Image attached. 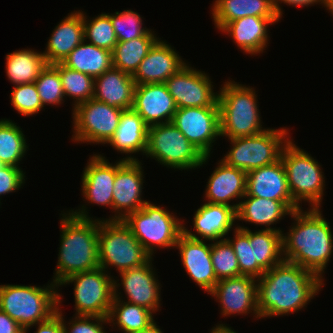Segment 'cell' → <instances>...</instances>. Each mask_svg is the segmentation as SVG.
Returning <instances> with one entry per match:
<instances>
[{
	"label": "cell",
	"mask_w": 333,
	"mask_h": 333,
	"mask_svg": "<svg viewBox=\"0 0 333 333\" xmlns=\"http://www.w3.org/2000/svg\"><path fill=\"white\" fill-rule=\"evenodd\" d=\"M323 281L314 272L283 260L257 279L261 319L300 311L318 294Z\"/></svg>",
	"instance_id": "obj_1"
},
{
	"label": "cell",
	"mask_w": 333,
	"mask_h": 333,
	"mask_svg": "<svg viewBox=\"0 0 333 333\" xmlns=\"http://www.w3.org/2000/svg\"><path fill=\"white\" fill-rule=\"evenodd\" d=\"M292 211L295 220L289 232L282 234L283 259L317 274L321 279L333 253L330 222L320 208Z\"/></svg>",
	"instance_id": "obj_2"
},
{
	"label": "cell",
	"mask_w": 333,
	"mask_h": 333,
	"mask_svg": "<svg viewBox=\"0 0 333 333\" xmlns=\"http://www.w3.org/2000/svg\"><path fill=\"white\" fill-rule=\"evenodd\" d=\"M62 214L60 248L53 283L57 286L69 276L100 267L98 259L99 219H92L86 210Z\"/></svg>",
	"instance_id": "obj_3"
},
{
	"label": "cell",
	"mask_w": 333,
	"mask_h": 333,
	"mask_svg": "<svg viewBox=\"0 0 333 333\" xmlns=\"http://www.w3.org/2000/svg\"><path fill=\"white\" fill-rule=\"evenodd\" d=\"M252 87L234 80L224 83L218 91L220 136L228 139L258 135L262 127L257 94Z\"/></svg>",
	"instance_id": "obj_4"
},
{
	"label": "cell",
	"mask_w": 333,
	"mask_h": 333,
	"mask_svg": "<svg viewBox=\"0 0 333 333\" xmlns=\"http://www.w3.org/2000/svg\"><path fill=\"white\" fill-rule=\"evenodd\" d=\"M58 286L51 282L45 287L0 285V310L17 321L26 333L37 323L46 321L61 307Z\"/></svg>",
	"instance_id": "obj_5"
},
{
	"label": "cell",
	"mask_w": 333,
	"mask_h": 333,
	"mask_svg": "<svg viewBox=\"0 0 333 333\" xmlns=\"http://www.w3.org/2000/svg\"><path fill=\"white\" fill-rule=\"evenodd\" d=\"M150 258L123 220L99 219L98 259L107 273L109 266L122 272L144 265Z\"/></svg>",
	"instance_id": "obj_6"
},
{
	"label": "cell",
	"mask_w": 333,
	"mask_h": 333,
	"mask_svg": "<svg viewBox=\"0 0 333 333\" xmlns=\"http://www.w3.org/2000/svg\"><path fill=\"white\" fill-rule=\"evenodd\" d=\"M293 201L299 206L303 201L311 208H321L325 177L321 165L311 155L299 148L292 139L284 146L281 153Z\"/></svg>",
	"instance_id": "obj_7"
},
{
	"label": "cell",
	"mask_w": 333,
	"mask_h": 333,
	"mask_svg": "<svg viewBox=\"0 0 333 333\" xmlns=\"http://www.w3.org/2000/svg\"><path fill=\"white\" fill-rule=\"evenodd\" d=\"M123 221L151 257L157 247L175 248L178 237L183 233L181 219L150 201L129 213Z\"/></svg>",
	"instance_id": "obj_8"
},
{
	"label": "cell",
	"mask_w": 333,
	"mask_h": 333,
	"mask_svg": "<svg viewBox=\"0 0 333 333\" xmlns=\"http://www.w3.org/2000/svg\"><path fill=\"white\" fill-rule=\"evenodd\" d=\"M145 155L169 168L187 170L202 167L210 156H204L172 123L148 128Z\"/></svg>",
	"instance_id": "obj_9"
},
{
	"label": "cell",
	"mask_w": 333,
	"mask_h": 333,
	"mask_svg": "<svg viewBox=\"0 0 333 333\" xmlns=\"http://www.w3.org/2000/svg\"><path fill=\"white\" fill-rule=\"evenodd\" d=\"M288 128H268L264 132L230 140L233 146L221 159L225 164L248 173L281 159L284 146L290 141Z\"/></svg>",
	"instance_id": "obj_10"
},
{
	"label": "cell",
	"mask_w": 333,
	"mask_h": 333,
	"mask_svg": "<svg viewBox=\"0 0 333 333\" xmlns=\"http://www.w3.org/2000/svg\"><path fill=\"white\" fill-rule=\"evenodd\" d=\"M73 135L77 143L108 144L120 123L123 109L95 99L79 103L72 109Z\"/></svg>",
	"instance_id": "obj_11"
},
{
	"label": "cell",
	"mask_w": 333,
	"mask_h": 333,
	"mask_svg": "<svg viewBox=\"0 0 333 333\" xmlns=\"http://www.w3.org/2000/svg\"><path fill=\"white\" fill-rule=\"evenodd\" d=\"M114 280L99 267L73 274L58 287L74 282L75 315L108 317L114 298Z\"/></svg>",
	"instance_id": "obj_12"
},
{
	"label": "cell",
	"mask_w": 333,
	"mask_h": 333,
	"mask_svg": "<svg viewBox=\"0 0 333 333\" xmlns=\"http://www.w3.org/2000/svg\"><path fill=\"white\" fill-rule=\"evenodd\" d=\"M141 165L138 158L131 155L117 162L113 183V210L116 213L108 220H123L129 213L141 209L149 202L142 199L144 170Z\"/></svg>",
	"instance_id": "obj_13"
},
{
	"label": "cell",
	"mask_w": 333,
	"mask_h": 333,
	"mask_svg": "<svg viewBox=\"0 0 333 333\" xmlns=\"http://www.w3.org/2000/svg\"><path fill=\"white\" fill-rule=\"evenodd\" d=\"M172 123L204 156H210L220 137L219 106L179 108Z\"/></svg>",
	"instance_id": "obj_14"
},
{
	"label": "cell",
	"mask_w": 333,
	"mask_h": 333,
	"mask_svg": "<svg viewBox=\"0 0 333 333\" xmlns=\"http://www.w3.org/2000/svg\"><path fill=\"white\" fill-rule=\"evenodd\" d=\"M207 73L188 65L169 77L165 84L174 98L177 109L187 107L218 106V92Z\"/></svg>",
	"instance_id": "obj_15"
},
{
	"label": "cell",
	"mask_w": 333,
	"mask_h": 333,
	"mask_svg": "<svg viewBox=\"0 0 333 333\" xmlns=\"http://www.w3.org/2000/svg\"><path fill=\"white\" fill-rule=\"evenodd\" d=\"M209 295L220 303L222 316L253 313L255 318H261L257 279L253 277L241 275L219 280Z\"/></svg>",
	"instance_id": "obj_16"
},
{
	"label": "cell",
	"mask_w": 333,
	"mask_h": 333,
	"mask_svg": "<svg viewBox=\"0 0 333 333\" xmlns=\"http://www.w3.org/2000/svg\"><path fill=\"white\" fill-rule=\"evenodd\" d=\"M152 261L151 257L144 265L119 272L121 284L114 280V290L122 285L128 300L126 302L145 307L155 313L161 306V287Z\"/></svg>",
	"instance_id": "obj_17"
},
{
	"label": "cell",
	"mask_w": 333,
	"mask_h": 333,
	"mask_svg": "<svg viewBox=\"0 0 333 333\" xmlns=\"http://www.w3.org/2000/svg\"><path fill=\"white\" fill-rule=\"evenodd\" d=\"M245 196L281 201L291 212L302 208L292 199L281 159L247 173Z\"/></svg>",
	"instance_id": "obj_18"
},
{
	"label": "cell",
	"mask_w": 333,
	"mask_h": 333,
	"mask_svg": "<svg viewBox=\"0 0 333 333\" xmlns=\"http://www.w3.org/2000/svg\"><path fill=\"white\" fill-rule=\"evenodd\" d=\"M132 109L150 127L172 122L177 106L165 83L136 85Z\"/></svg>",
	"instance_id": "obj_19"
},
{
	"label": "cell",
	"mask_w": 333,
	"mask_h": 333,
	"mask_svg": "<svg viewBox=\"0 0 333 333\" xmlns=\"http://www.w3.org/2000/svg\"><path fill=\"white\" fill-rule=\"evenodd\" d=\"M183 268L189 277L200 287L210 293L218 282L211 258V243L187 237L182 233L177 240Z\"/></svg>",
	"instance_id": "obj_20"
},
{
	"label": "cell",
	"mask_w": 333,
	"mask_h": 333,
	"mask_svg": "<svg viewBox=\"0 0 333 333\" xmlns=\"http://www.w3.org/2000/svg\"><path fill=\"white\" fill-rule=\"evenodd\" d=\"M82 175V195L88 203L113 209V188L117 163L110 164L101 154L89 158Z\"/></svg>",
	"instance_id": "obj_21"
},
{
	"label": "cell",
	"mask_w": 333,
	"mask_h": 333,
	"mask_svg": "<svg viewBox=\"0 0 333 333\" xmlns=\"http://www.w3.org/2000/svg\"><path fill=\"white\" fill-rule=\"evenodd\" d=\"M187 63L166 41L158 40L132 75L136 85L165 83Z\"/></svg>",
	"instance_id": "obj_22"
},
{
	"label": "cell",
	"mask_w": 333,
	"mask_h": 333,
	"mask_svg": "<svg viewBox=\"0 0 333 333\" xmlns=\"http://www.w3.org/2000/svg\"><path fill=\"white\" fill-rule=\"evenodd\" d=\"M236 220V210L233 207L205 202L195 211L192 221L198 236L189 231L184 224L183 233L187 237L197 240H222L233 229Z\"/></svg>",
	"instance_id": "obj_23"
},
{
	"label": "cell",
	"mask_w": 333,
	"mask_h": 333,
	"mask_svg": "<svg viewBox=\"0 0 333 333\" xmlns=\"http://www.w3.org/2000/svg\"><path fill=\"white\" fill-rule=\"evenodd\" d=\"M217 165L208 179L205 199L209 203L231 206L237 211L241 199L246 194L247 173L228 166L222 160ZM237 199L240 200L238 203L230 205L232 200Z\"/></svg>",
	"instance_id": "obj_24"
},
{
	"label": "cell",
	"mask_w": 333,
	"mask_h": 333,
	"mask_svg": "<svg viewBox=\"0 0 333 333\" xmlns=\"http://www.w3.org/2000/svg\"><path fill=\"white\" fill-rule=\"evenodd\" d=\"M279 22V17L247 16L227 23L220 31L232 37L237 47L246 54L263 53L268 45V25Z\"/></svg>",
	"instance_id": "obj_25"
},
{
	"label": "cell",
	"mask_w": 333,
	"mask_h": 333,
	"mask_svg": "<svg viewBox=\"0 0 333 333\" xmlns=\"http://www.w3.org/2000/svg\"><path fill=\"white\" fill-rule=\"evenodd\" d=\"M82 11L68 14L52 31L43 56L47 64L62 63L85 40Z\"/></svg>",
	"instance_id": "obj_26"
},
{
	"label": "cell",
	"mask_w": 333,
	"mask_h": 333,
	"mask_svg": "<svg viewBox=\"0 0 333 333\" xmlns=\"http://www.w3.org/2000/svg\"><path fill=\"white\" fill-rule=\"evenodd\" d=\"M135 86L132 75L112 67L94 79L93 99L111 107L132 109Z\"/></svg>",
	"instance_id": "obj_27"
},
{
	"label": "cell",
	"mask_w": 333,
	"mask_h": 333,
	"mask_svg": "<svg viewBox=\"0 0 333 333\" xmlns=\"http://www.w3.org/2000/svg\"><path fill=\"white\" fill-rule=\"evenodd\" d=\"M148 128L136 111L123 110L119 126L108 144L120 153L132 155L141 152L144 155L147 150Z\"/></svg>",
	"instance_id": "obj_28"
},
{
	"label": "cell",
	"mask_w": 333,
	"mask_h": 333,
	"mask_svg": "<svg viewBox=\"0 0 333 333\" xmlns=\"http://www.w3.org/2000/svg\"><path fill=\"white\" fill-rule=\"evenodd\" d=\"M213 4L211 14L218 30L242 17H278L273 0H215Z\"/></svg>",
	"instance_id": "obj_29"
},
{
	"label": "cell",
	"mask_w": 333,
	"mask_h": 333,
	"mask_svg": "<svg viewBox=\"0 0 333 333\" xmlns=\"http://www.w3.org/2000/svg\"><path fill=\"white\" fill-rule=\"evenodd\" d=\"M236 211L237 220L250 222L255 225H264L266 230L281 229L272 228L270 225L277 224L284 216L291 215V211L281 202L261 197L244 196Z\"/></svg>",
	"instance_id": "obj_30"
},
{
	"label": "cell",
	"mask_w": 333,
	"mask_h": 333,
	"mask_svg": "<svg viewBox=\"0 0 333 333\" xmlns=\"http://www.w3.org/2000/svg\"><path fill=\"white\" fill-rule=\"evenodd\" d=\"M62 64L95 79L113 67L112 52L93 44L85 43L84 40L69 53Z\"/></svg>",
	"instance_id": "obj_31"
},
{
	"label": "cell",
	"mask_w": 333,
	"mask_h": 333,
	"mask_svg": "<svg viewBox=\"0 0 333 333\" xmlns=\"http://www.w3.org/2000/svg\"><path fill=\"white\" fill-rule=\"evenodd\" d=\"M121 292L114 290V298L110 307L109 323L117 325L124 333L141 331L148 327L154 320V313L145 307L123 301ZM122 299V300H121Z\"/></svg>",
	"instance_id": "obj_32"
},
{
	"label": "cell",
	"mask_w": 333,
	"mask_h": 333,
	"mask_svg": "<svg viewBox=\"0 0 333 333\" xmlns=\"http://www.w3.org/2000/svg\"><path fill=\"white\" fill-rule=\"evenodd\" d=\"M46 64L42 52L16 50L6 55V76L14 86L33 83Z\"/></svg>",
	"instance_id": "obj_33"
},
{
	"label": "cell",
	"mask_w": 333,
	"mask_h": 333,
	"mask_svg": "<svg viewBox=\"0 0 333 333\" xmlns=\"http://www.w3.org/2000/svg\"><path fill=\"white\" fill-rule=\"evenodd\" d=\"M158 40L159 38L154 34V31L149 30L142 37L118 42L112 50L113 67L133 75L140 62Z\"/></svg>",
	"instance_id": "obj_34"
},
{
	"label": "cell",
	"mask_w": 333,
	"mask_h": 333,
	"mask_svg": "<svg viewBox=\"0 0 333 333\" xmlns=\"http://www.w3.org/2000/svg\"><path fill=\"white\" fill-rule=\"evenodd\" d=\"M282 232L261 229L252 232L248 229L250 246L254 249L255 261L266 272L281 263L283 259Z\"/></svg>",
	"instance_id": "obj_35"
},
{
	"label": "cell",
	"mask_w": 333,
	"mask_h": 333,
	"mask_svg": "<svg viewBox=\"0 0 333 333\" xmlns=\"http://www.w3.org/2000/svg\"><path fill=\"white\" fill-rule=\"evenodd\" d=\"M22 128L9 119L0 120V161L3 165L19 167L28 145Z\"/></svg>",
	"instance_id": "obj_36"
},
{
	"label": "cell",
	"mask_w": 333,
	"mask_h": 333,
	"mask_svg": "<svg viewBox=\"0 0 333 333\" xmlns=\"http://www.w3.org/2000/svg\"><path fill=\"white\" fill-rule=\"evenodd\" d=\"M233 230L234 237L232 239L226 237V239L232 245L237 256L240 276H250L259 279L265 271L255 261L254 249L250 246L248 237V228L237 225Z\"/></svg>",
	"instance_id": "obj_37"
},
{
	"label": "cell",
	"mask_w": 333,
	"mask_h": 333,
	"mask_svg": "<svg viewBox=\"0 0 333 333\" xmlns=\"http://www.w3.org/2000/svg\"><path fill=\"white\" fill-rule=\"evenodd\" d=\"M59 73L62 81V88L65 96L73 98L74 106L88 101L94 95V78L72 70L62 63H59Z\"/></svg>",
	"instance_id": "obj_38"
},
{
	"label": "cell",
	"mask_w": 333,
	"mask_h": 333,
	"mask_svg": "<svg viewBox=\"0 0 333 333\" xmlns=\"http://www.w3.org/2000/svg\"><path fill=\"white\" fill-rule=\"evenodd\" d=\"M85 15L86 13L82 11L85 42L90 41V44L112 52L118 41L110 14L102 13L91 20Z\"/></svg>",
	"instance_id": "obj_39"
},
{
	"label": "cell",
	"mask_w": 333,
	"mask_h": 333,
	"mask_svg": "<svg viewBox=\"0 0 333 333\" xmlns=\"http://www.w3.org/2000/svg\"><path fill=\"white\" fill-rule=\"evenodd\" d=\"M34 83L44 107L49 104L61 105L65 102L59 63L46 64Z\"/></svg>",
	"instance_id": "obj_40"
},
{
	"label": "cell",
	"mask_w": 333,
	"mask_h": 333,
	"mask_svg": "<svg viewBox=\"0 0 333 333\" xmlns=\"http://www.w3.org/2000/svg\"><path fill=\"white\" fill-rule=\"evenodd\" d=\"M211 258L218 281L240 276L237 256L226 238L213 243L211 241Z\"/></svg>",
	"instance_id": "obj_41"
},
{
	"label": "cell",
	"mask_w": 333,
	"mask_h": 333,
	"mask_svg": "<svg viewBox=\"0 0 333 333\" xmlns=\"http://www.w3.org/2000/svg\"><path fill=\"white\" fill-rule=\"evenodd\" d=\"M110 19L118 42L130 41L144 36L150 29L142 27V18L137 12L124 10L110 14Z\"/></svg>",
	"instance_id": "obj_42"
},
{
	"label": "cell",
	"mask_w": 333,
	"mask_h": 333,
	"mask_svg": "<svg viewBox=\"0 0 333 333\" xmlns=\"http://www.w3.org/2000/svg\"><path fill=\"white\" fill-rule=\"evenodd\" d=\"M10 98L13 108L22 116H32L44 107L34 82L15 85Z\"/></svg>",
	"instance_id": "obj_43"
},
{
	"label": "cell",
	"mask_w": 333,
	"mask_h": 333,
	"mask_svg": "<svg viewBox=\"0 0 333 333\" xmlns=\"http://www.w3.org/2000/svg\"><path fill=\"white\" fill-rule=\"evenodd\" d=\"M56 312L62 317L64 333H107L104 330L105 326H103V324H109L108 317L75 315L74 318L66 324L59 307Z\"/></svg>",
	"instance_id": "obj_44"
},
{
	"label": "cell",
	"mask_w": 333,
	"mask_h": 333,
	"mask_svg": "<svg viewBox=\"0 0 333 333\" xmlns=\"http://www.w3.org/2000/svg\"><path fill=\"white\" fill-rule=\"evenodd\" d=\"M25 177L22 168L2 165L0 167V196L19 190L25 183Z\"/></svg>",
	"instance_id": "obj_45"
},
{
	"label": "cell",
	"mask_w": 333,
	"mask_h": 333,
	"mask_svg": "<svg viewBox=\"0 0 333 333\" xmlns=\"http://www.w3.org/2000/svg\"><path fill=\"white\" fill-rule=\"evenodd\" d=\"M37 331L35 333H64L62 317L56 312L46 321L37 323Z\"/></svg>",
	"instance_id": "obj_46"
},
{
	"label": "cell",
	"mask_w": 333,
	"mask_h": 333,
	"mask_svg": "<svg viewBox=\"0 0 333 333\" xmlns=\"http://www.w3.org/2000/svg\"><path fill=\"white\" fill-rule=\"evenodd\" d=\"M0 333H24V329L17 321L0 310Z\"/></svg>",
	"instance_id": "obj_47"
},
{
	"label": "cell",
	"mask_w": 333,
	"mask_h": 333,
	"mask_svg": "<svg viewBox=\"0 0 333 333\" xmlns=\"http://www.w3.org/2000/svg\"><path fill=\"white\" fill-rule=\"evenodd\" d=\"M284 3L287 5H292L294 6H301V7H305V6H310V5H314V4H321L324 6V2L323 0H273V6L275 9V12L277 14V16L279 17V19L282 18V8L280 7L279 4Z\"/></svg>",
	"instance_id": "obj_48"
},
{
	"label": "cell",
	"mask_w": 333,
	"mask_h": 333,
	"mask_svg": "<svg viewBox=\"0 0 333 333\" xmlns=\"http://www.w3.org/2000/svg\"><path fill=\"white\" fill-rule=\"evenodd\" d=\"M132 333H163V331L159 328V326H157L156 322L153 321L148 327L144 328L143 330Z\"/></svg>",
	"instance_id": "obj_49"
},
{
	"label": "cell",
	"mask_w": 333,
	"mask_h": 333,
	"mask_svg": "<svg viewBox=\"0 0 333 333\" xmlns=\"http://www.w3.org/2000/svg\"><path fill=\"white\" fill-rule=\"evenodd\" d=\"M210 333H236V331H233L231 327H228L222 323L216 325V327H213Z\"/></svg>",
	"instance_id": "obj_50"
},
{
	"label": "cell",
	"mask_w": 333,
	"mask_h": 333,
	"mask_svg": "<svg viewBox=\"0 0 333 333\" xmlns=\"http://www.w3.org/2000/svg\"><path fill=\"white\" fill-rule=\"evenodd\" d=\"M324 7L327 8V10L330 11V13L333 15V0H323Z\"/></svg>",
	"instance_id": "obj_51"
}]
</instances>
